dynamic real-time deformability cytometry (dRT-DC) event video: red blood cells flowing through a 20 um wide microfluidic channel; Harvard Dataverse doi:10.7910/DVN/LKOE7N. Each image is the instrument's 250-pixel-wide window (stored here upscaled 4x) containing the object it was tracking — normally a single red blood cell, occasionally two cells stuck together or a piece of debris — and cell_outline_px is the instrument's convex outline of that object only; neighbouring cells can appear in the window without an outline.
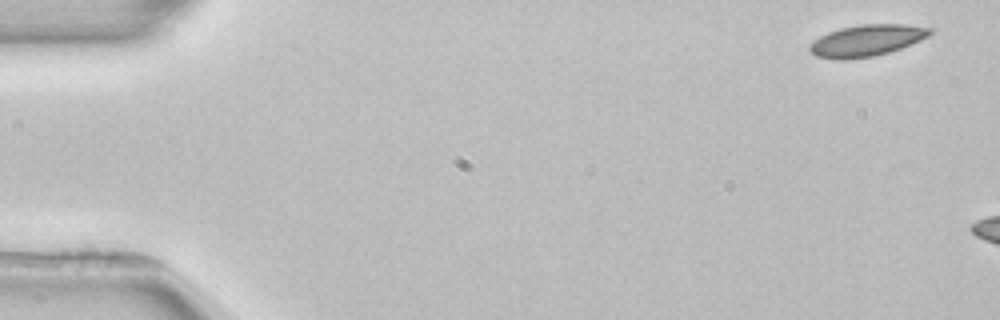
{"species": "common noctule bat (a hibernating species)", "species_latin": "Nyctalus noctula", "temperature_condition": "room temperature", "stored_images_in_passage": 5, "camera_frame_rate_fps": 3000, "um_per_image_px": 0.085, "animal": {"sex": "female", "body_mass_g": 22.7, "forearm_length_mm": 54.2}, "frame": {"image": 1, "passage_image": 1, "time_ms": 0.0, "image_size_px": [1000, 320], "cell_outline_px": [[932, 32], [928, 36], [920, 40], [900, 48], [888, 52], [872, 56], [844, 60], [836, 60], [816, 56], [808, 48], [820, 36], [828, 32], [840, 28], [860, 24], [904, 24], [932, 28]], "centroid_in_image_um": [73.66, 3.44], "position_along_channel_um": 11.3, "area_um2": 21.85}}
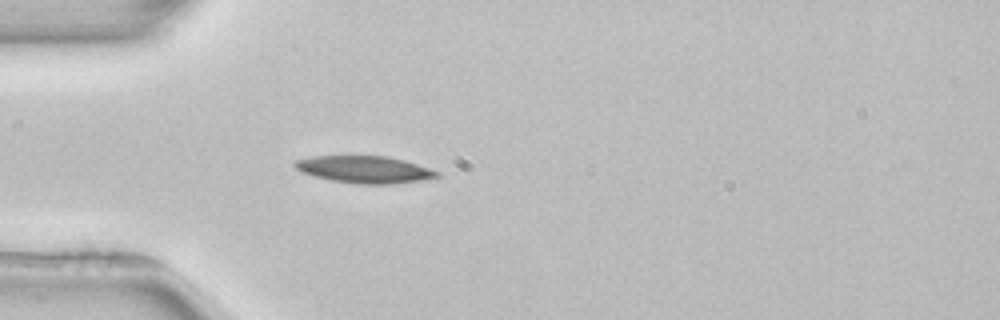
{"frame": {"image": 2, "passage_image": 5, "time_ms": 6.667, "image_size_px": [1000, 320], "cell_outline_px": [[440, 176], [420, 180], [392, 184], [360, 184], [332, 180], [300, 172], [292, 164], [296, 160], [312, 156], [388, 156], [404, 160], [440, 172]], "centroid_in_image_um": [30.97, 14.4], "position_along_channel_um": 54.0, "area_um2": 22.25}}